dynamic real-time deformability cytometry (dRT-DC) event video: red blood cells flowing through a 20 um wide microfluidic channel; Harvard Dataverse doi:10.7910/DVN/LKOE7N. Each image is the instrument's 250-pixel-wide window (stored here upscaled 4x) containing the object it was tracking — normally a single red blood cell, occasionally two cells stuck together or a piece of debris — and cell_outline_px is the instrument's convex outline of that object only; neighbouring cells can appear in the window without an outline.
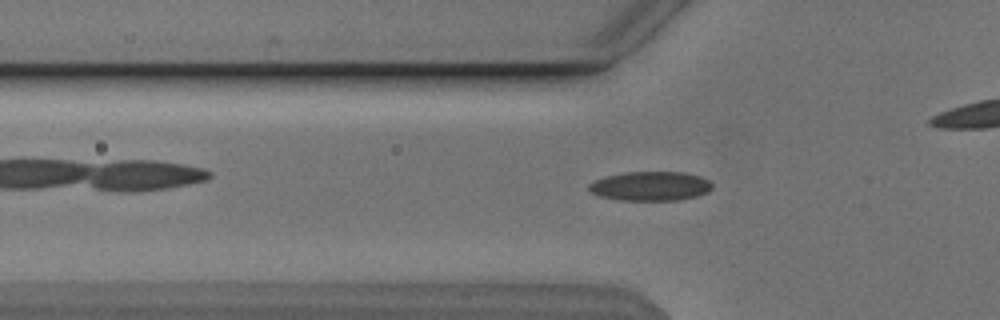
{"species": "Egyptian fruit bat (a non-hibernating species)", "species_latin": "Rousettus aegyptiacus", "temperature_condition": "cold", "stored_images_in_passage": 45, "camera_frame_rate_fps": 3000, "um_per_image_px": 0.085, "animal": {"sex": "male"}, "frame": {"image": 1, "passage_image": 9, "time_ms": 2.667, "image_size_px": [1000, 320], "cell_outline_px": [[712, 188], [708, 192], [696, 196], [676, 200], [616, 200], [600, 196], [592, 192], [588, 188], [588, 184], [604, 176], [624, 172], [684, 172], [700, 176], [708, 180], [712, 184]], "centroid_in_image_um": [55.28, 15.81], "position_along_channel_um": 70.5, "area_um2": 21.04}}
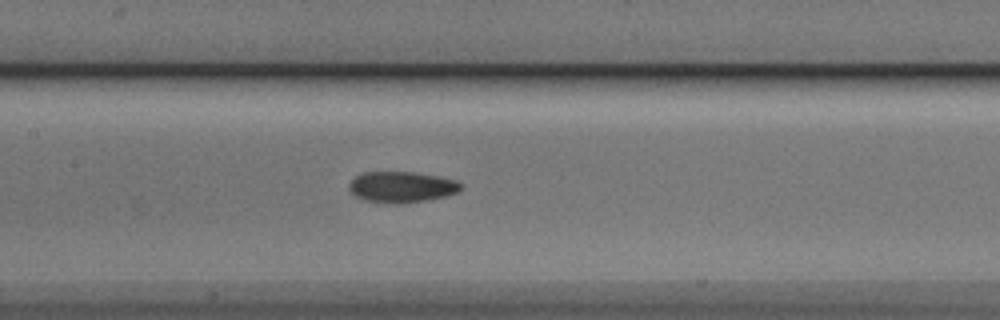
{"frame": {"image": 2, "passage_image": 17, "time_ms": 5.333, "image_size_px": [1000, 320], "cell_outline_px": [[464, 188], [448, 196], [428, 200], [400, 204], [392, 204], [364, 200], [356, 196], [348, 188], [348, 184], [356, 176], [364, 172], [412, 172], [436, 176], [456, 180]], "centroid_in_image_um": [34.14, 15.91], "position_along_channel_um": 173.3, "area_um2": 20.23}}
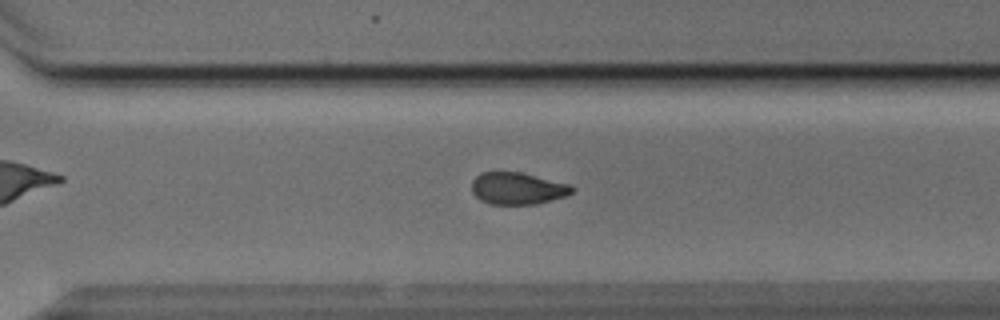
{"frame": {"image": 3, "passage_image": 29, "time_ms": 9.333, "image_size_px": [1000, 320], "cell_outline_px": [[576, 188], [572, 192], [564, 196], [536, 204], [488, 204], [480, 200], [472, 192], [472, 180], [480, 172], [520, 172], [572, 184]], "centroid_in_image_um": [43.99, 16.01], "position_along_channel_um": 326.6, "area_um2": 18.79}, "authors_computed_cell_mechanics": {"area_um2": 19.7098, "velocity_mm_per_s": 3.843, "shape_relaxation_time_tau1_ms": 3.2077, "shape_relaxation_time_tau2_ms": 4.3504, "deformation_change_tau1": 0.108, "deformation_change_tau2": 0.0911}}